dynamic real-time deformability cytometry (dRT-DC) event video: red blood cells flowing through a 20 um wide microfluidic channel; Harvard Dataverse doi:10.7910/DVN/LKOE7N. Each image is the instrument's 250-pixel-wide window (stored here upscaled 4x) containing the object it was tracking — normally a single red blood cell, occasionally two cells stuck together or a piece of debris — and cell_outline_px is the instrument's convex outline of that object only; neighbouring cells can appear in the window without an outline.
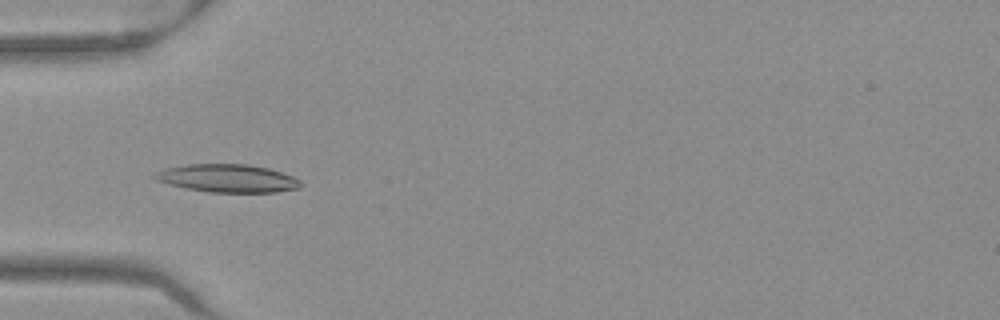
{"species": "Egyptian fruit bat (a non-hibernating species)", "species_latin": "Rousettus aegyptiacus", "temperature_condition": "warm", "stored_images_in_passage": 43, "camera_frame_rate_fps": 3000, "um_per_image_px": 0.085, "frame": {"image": 1, "passage_image": 12, "time_ms": 3.667, "image_size_px": [1000, 320], "cell_outline_px": [[300, 188], [276, 192], [208, 192], [188, 188], [156, 180], [152, 176], [156, 172], [164, 168], [188, 164], [248, 164], [268, 168], [292, 176], [300, 180]], "centroid_in_image_um": [19.35, 15.15], "position_along_channel_um": 65.7, "area_um2": 23.58}}
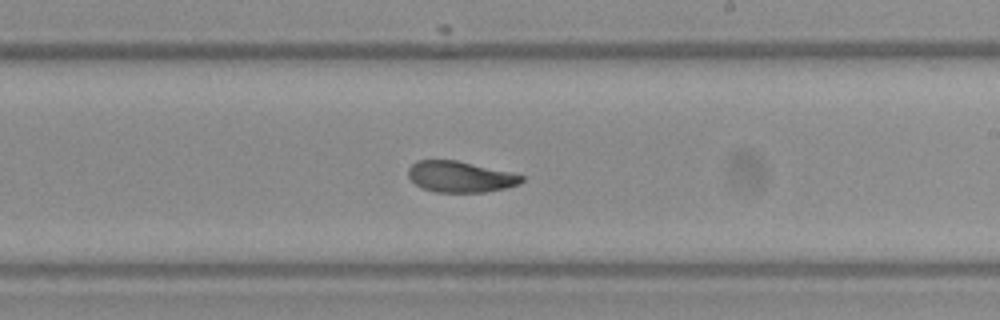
{"frame": {"image": 2, "passage_image": 26, "time_ms": 8.333, "image_size_px": [1000, 320], "cell_outline_px": [[524, 180], [520, 184], [504, 188], [484, 192], [436, 192], [424, 188], [416, 184], [408, 176], [408, 168], [416, 160], [456, 160], [512, 172], [524, 176]], "centroid_in_image_um": [39.13, 15.01], "position_along_channel_um": 249.9, "area_um2": 20.46}}
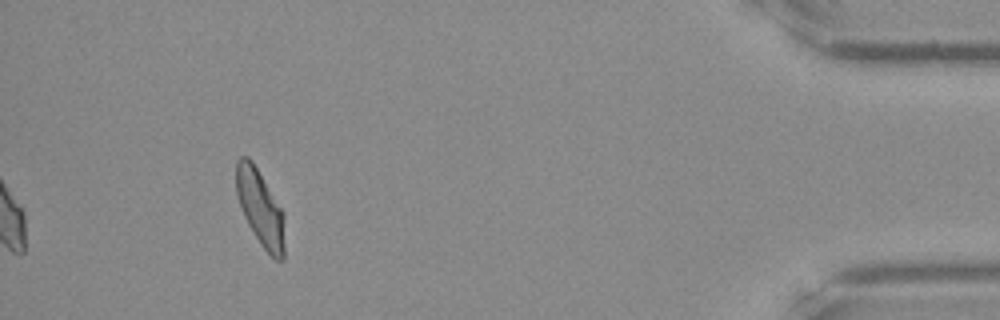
{"frame": {"image": 3, "passage_image": 43, "time_ms": 14.0, "image_size_px": [1000, 320], "cell_outline_px": [[284, 260], [276, 260], [260, 244], [248, 224], [244, 216], [236, 192], [236, 160], [240, 156], [248, 156], [252, 160], [284, 212]], "centroid_in_image_um": [22.13, 17.65], "position_along_channel_um": 413.1, "area_um2": 21.44}, "authors_computed_cell_mechanics": {"area_um2": 21.6172, "velocity_mm_per_s": 3.9585, "shape_relaxation_time_tau1_ms": 7.5778, "shape_relaxation_time_tau2_ms": 2.4627, "deformation_change_tau1": 0.1924, "deformation_change_tau2": 0.0799}}